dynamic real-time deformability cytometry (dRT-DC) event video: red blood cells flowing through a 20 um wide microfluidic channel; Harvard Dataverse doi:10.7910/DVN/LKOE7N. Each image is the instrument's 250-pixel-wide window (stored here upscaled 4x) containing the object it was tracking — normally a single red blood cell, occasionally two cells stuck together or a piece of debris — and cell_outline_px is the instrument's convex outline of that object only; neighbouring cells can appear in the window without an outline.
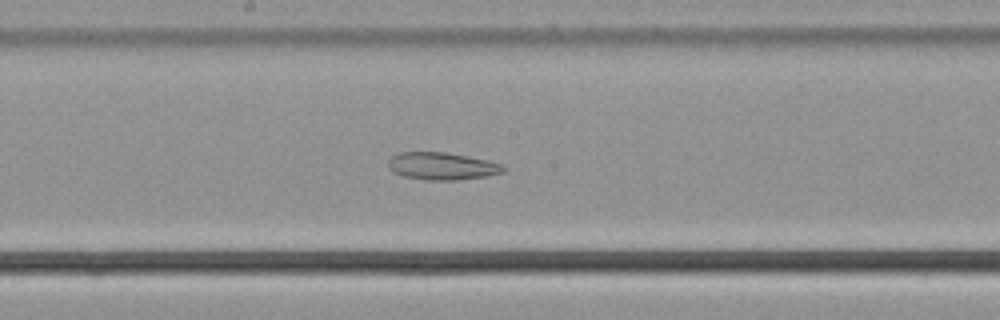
{"species": "common noctule bat (a hibernating species)", "species_latin": "Nyctalus noctula", "temperature_condition": "cold", "stored_images_in_passage": 49, "camera_frame_rate_fps": 3000, "um_per_image_px": 0.085, "animal": {"sex": "male", "body_mass_g": 21.5, "forearm_length_mm": 52.0}, "frame": {"image": 1, "passage_image": 24, "time_ms": 7.667, "image_size_px": [1000, 320], "cell_outline_px": [[504, 172], [484, 176], [456, 180], [424, 180], [404, 176], [392, 172], [388, 168], [388, 160], [392, 156], [400, 152], [444, 152], [484, 160], [500, 164], [504, 168]], "centroid_in_image_um": [37.48, 14.12], "position_along_channel_um": 210.7, "area_um2": 18.09}}
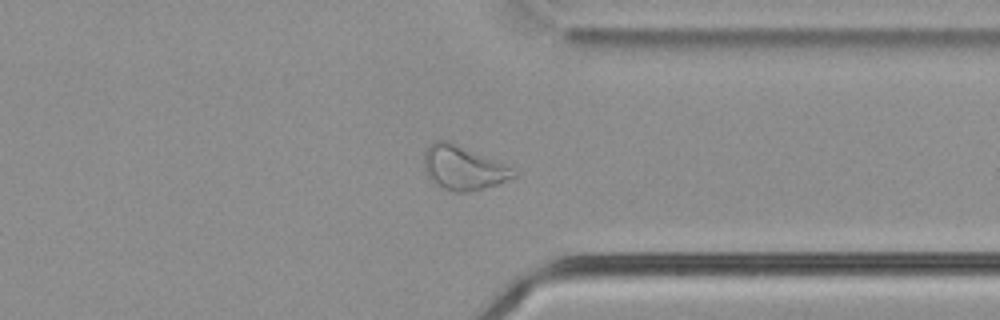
{"frame": {"image": 2, "passage_image": 37, "time_ms": 12.0, "image_size_px": [1000, 320], "cell_outline_px": [[520, 172], [516, 176], [508, 180], [484, 188], [468, 192], [452, 192], [436, 184], [428, 176], [424, 168], [424, 152], [428, 144], [436, 140], [452, 140], [512, 168]], "centroid_in_image_um": [39.36, 14.24], "position_along_channel_um": 372.0, "area_um2": 23.24}}
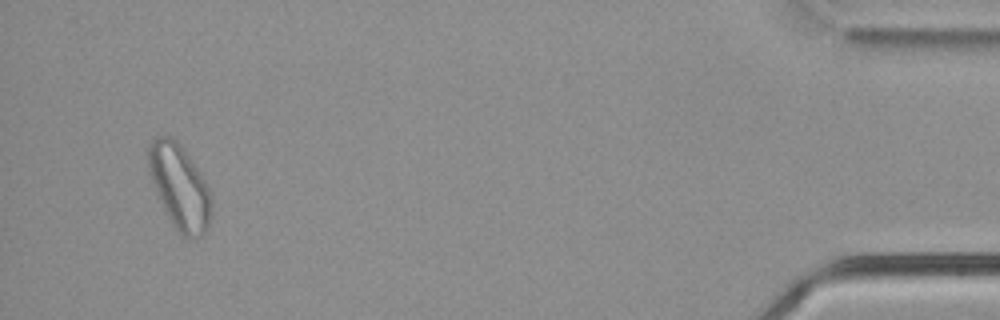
{"frame": {"image": 3, "passage_image": 47, "time_ms": 15.333, "image_size_px": [1000, 320], "cell_outline_px": [[212, 212], [208, 224], [204, 232], [200, 236], [192, 240], [184, 236], [172, 224], [152, 184], [148, 168], [148, 144], [156, 136], [172, 136], [180, 144], [200, 172], [208, 184], [212, 196]], "centroid_in_image_um": [15.27, 15.86], "position_along_channel_um": 419.9, "area_um2": 31.15}}